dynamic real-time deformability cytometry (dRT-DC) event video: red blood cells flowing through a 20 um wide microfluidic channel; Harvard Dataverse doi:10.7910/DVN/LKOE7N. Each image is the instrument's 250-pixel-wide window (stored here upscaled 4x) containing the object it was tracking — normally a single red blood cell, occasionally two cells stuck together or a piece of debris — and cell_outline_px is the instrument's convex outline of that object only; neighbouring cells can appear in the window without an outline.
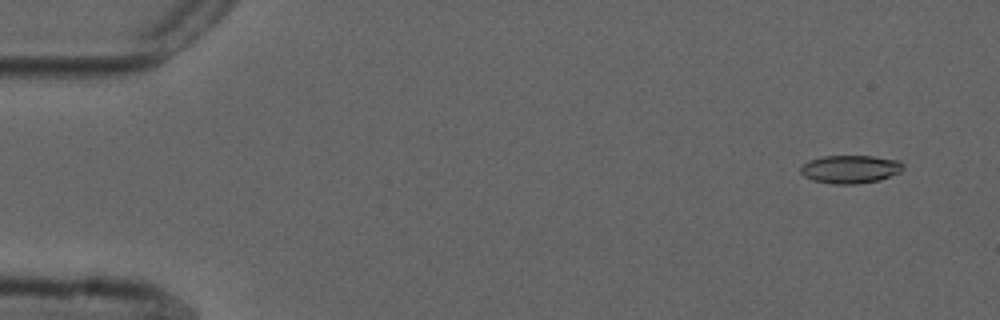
{"species": "common noctule bat (a hibernating species)", "species_latin": "Nyctalus noctula", "temperature_condition": "cold", "stored_images_in_passage": 54, "camera_frame_rate_fps": 3000, "um_per_image_px": 0.085, "animal": {"sex": "male", "forearm_length_mm": 52.5}, "frame": {"image": 1, "passage_image": 3, "time_ms": 0.667, "image_size_px": [1000, 320], "cell_outline_px": [[904, 168], [900, 172], [880, 180], [856, 184], [832, 184], [812, 180], [804, 176], [800, 172], [800, 168], [808, 160], [824, 156], [872, 156], [900, 160], [904, 164]], "centroid_in_image_um": [72.29, 14.38], "position_along_channel_um": 12.7, "area_um2": 16.94}}
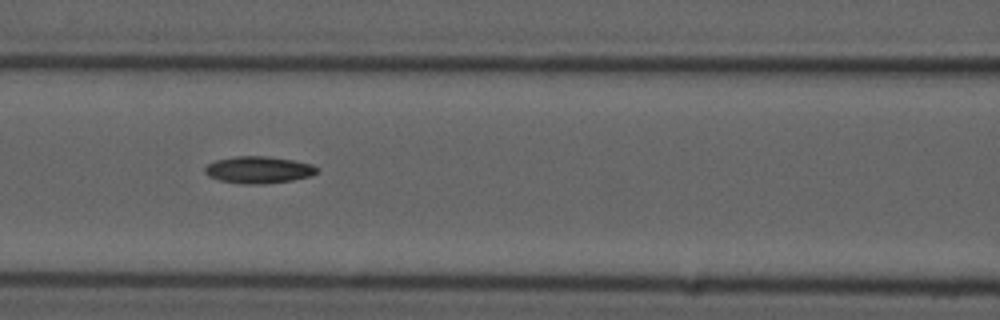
{"frame": {"image": 2, "passage_image": 23, "time_ms": 7.333, "image_size_px": [1000, 320], "cell_outline_px": [[320, 168], [312, 176], [292, 180], [264, 184], [240, 184], [220, 180], [208, 176], [204, 172], [204, 168], [208, 164], [216, 160], [236, 156], [268, 156], [292, 160], [312, 164]], "centroid_in_image_um": [21.98, 14.44], "position_along_channel_um": 144.6, "area_um2": 17.69}}
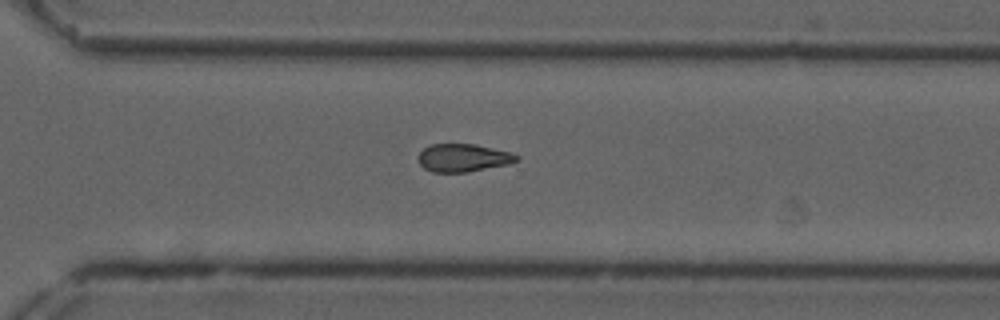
{"frame": {"image": 3, "passage_image": 38, "time_ms": 12.333, "image_size_px": [1000, 320], "cell_outline_px": [[520, 160], [508, 164], [468, 172], [432, 172], [424, 168], [420, 164], [416, 156], [424, 148], [432, 144], [476, 144], [512, 152], [520, 156]], "centroid_in_image_um": [39.39, 13.41], "position_along_channel_um": 331.2, "area_um2": 16.18}}